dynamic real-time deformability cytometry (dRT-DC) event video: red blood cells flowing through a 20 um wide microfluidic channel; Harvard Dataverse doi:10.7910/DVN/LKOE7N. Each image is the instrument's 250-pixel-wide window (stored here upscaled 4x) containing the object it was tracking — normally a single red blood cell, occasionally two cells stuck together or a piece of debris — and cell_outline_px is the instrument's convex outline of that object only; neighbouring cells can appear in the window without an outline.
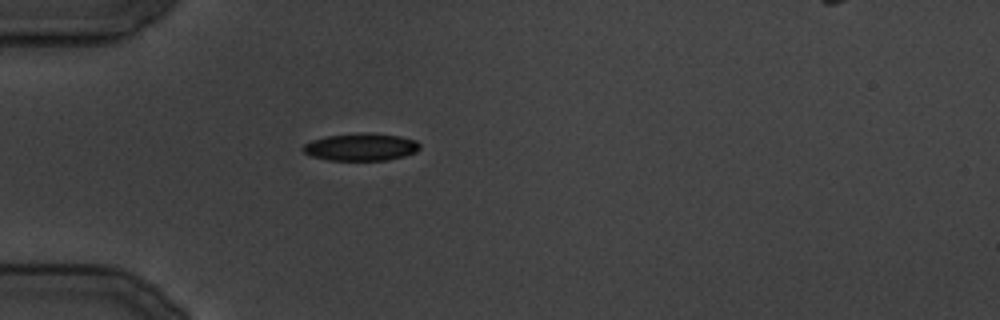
{"species": "common noctule bat (a hibernating species)", "species_latin": "Nyctalus noctula", "temperature_condition": "cold", "stored_images_in_passage": 8, "camera_frame_rate_fps": 3000, "um_per_image_px": 0.085, "animal": {"sex": "male", "body_mass_g": 19.5, "forearm_length_mm": 54.6}, "frame": {"image": 1, "passage_image": 1, "time_ms": 0.0, "image_size_px": [1000, 320], "cell_outline_px": [[420, 148], [416, 152], [404, 156], [388, 160], [328, 160], [308, 156], [300, 148], [304, 144], [312, 140], [328, 136], [360, 132], [372, 132], [400, 136], [416, 140], [420, 144]], "centroid_in_image_um": [30.67, 12.49], "position_along_channel_um": 54.3, "area_um2": 18.96}}
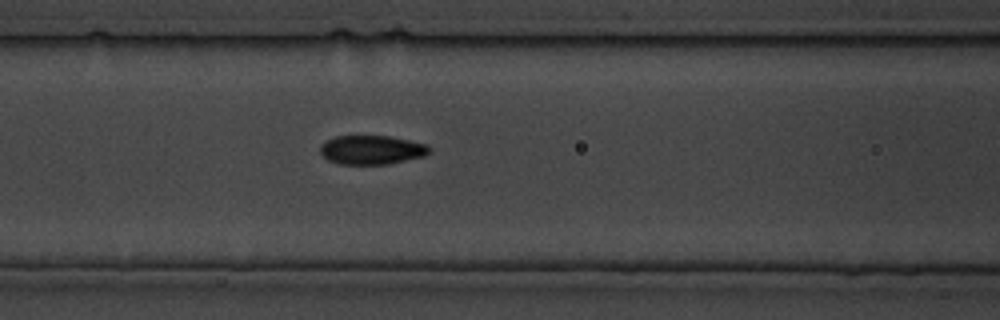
{"frame": {"image": 2, "passage_image": 6, "time_ms": 5.667, "image_size_px": [1000, 320], "cell_outline_px": [[432, 152], [424, 156], [388, 164], [336, 164], [328, 160], [320, 152], [320, 144], [336, 136], [388, 136], [428, 144], [432, 148]], "centroid_in_image_um": [31.62, 12.74], "position_along_channel_um": 135.0, "area_um2": 18.55}}
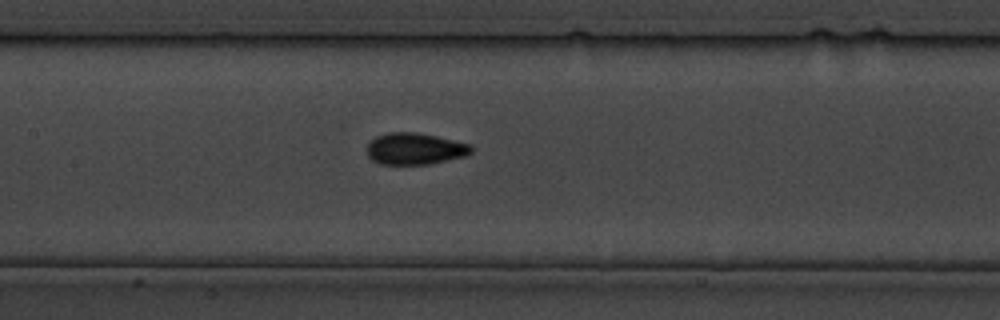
{"frame": {"image": 3, "passage_image": 8, "time_ms": 8.0, "image_size_px": [1000, 320], "cell_outline_px": [[472, 152], [468, 156], [428, 164], [380, 164], [372, 160], [368, 156], [368, 144], [376, 136], [388, 132], [416, 132], [436, 136], [472, 144]], "centroid_in_image_um": [35.3, 12.64], "position_along_channel_um": 172.1, "area_um2": 19.31}}